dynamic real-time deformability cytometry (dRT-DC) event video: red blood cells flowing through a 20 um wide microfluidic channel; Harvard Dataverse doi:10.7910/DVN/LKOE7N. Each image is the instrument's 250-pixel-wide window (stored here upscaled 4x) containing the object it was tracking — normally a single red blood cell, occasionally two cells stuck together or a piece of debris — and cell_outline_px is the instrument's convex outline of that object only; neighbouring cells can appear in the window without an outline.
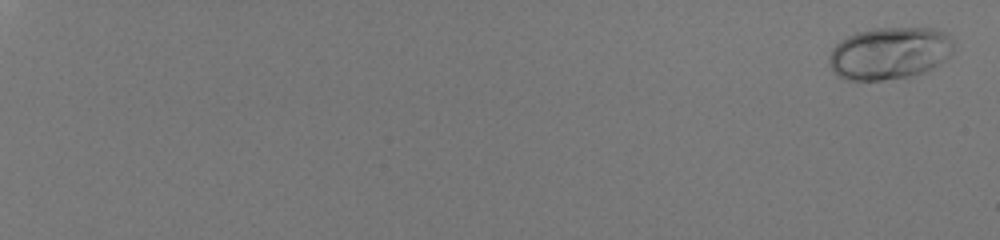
{"species": "human", "species_latin": "Homo sapiens", "temperature_condition": "room temperature", "stored_images_in_passage": 56, "camera_frame_rate_fps": 3000, "um_per_image_px": 0.085, "donor": {"sex": "male"}, "frame": {"image": 1, "passage_image": 1, "time_ms": 0.0, "image_size_px": [1000, 240], "cell_outline_px": [[952, 52], [940, 64], [932, 68], [912, 76], [884, 80], [844, 80], [836, 76], [828, 60], [828, 56], [832, 48], [840, 40], [856, 32], [872, 28], [936, 28], [944, 32], [952, 40]], "centroid_in_image_um": [75.57, 4.52], "position_along_channel_um": 9.4, "area_um2": 38.15}}
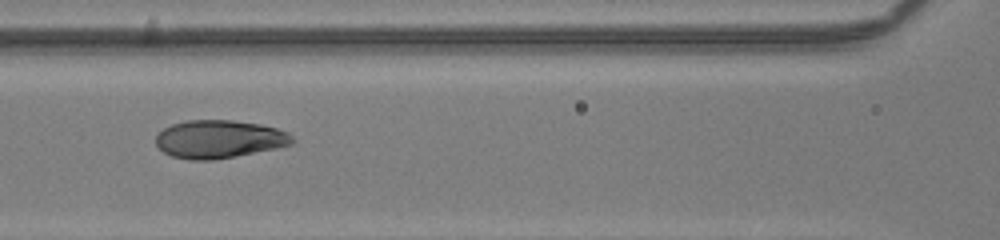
{"frame": {"image": 2, "passage_image": 32, "time_ms": 10.333, "image_size_px": [1000, 240], "cell_outline_px": [[296, 140], [292, 144], [276, 148], [236, 156], [212, 160], [192, 160], [172, 156], [164, 152], [156, 144], [156, 136], [164, 128], [172, 124], [184, 120], [232, 120], [260, 124], [276, 128], [288, 132]], "centroid_in_image_um": [18.64, 11.82], "position_along_channel_um": 148.0, "area_um2": 30.23}}
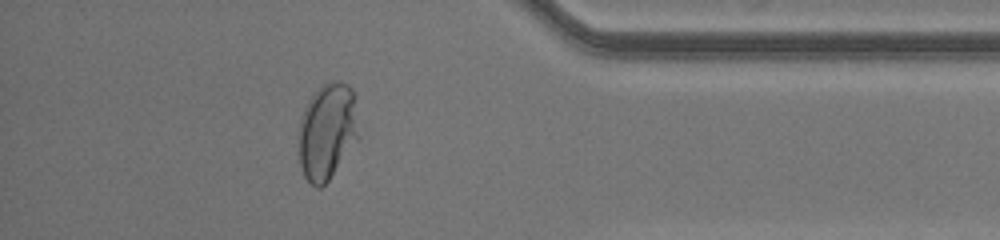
{"frame": {"image": 3, "passage_image": 52, "time_ms": 17.0, "image_size_px": [1000, 240], "cell_outline_px": [[360, 140], [328, 180], [320, 188], [316, 188], [304, 176], [300, 164], [300, 120], [304, 108], [308, 100], [328, 80], [336, 80], [348, 84], [352, 88], [360, 136]], "centroid_in_image_um": [27.85, 11.17], "position_along_channel_um": 407.3, "area_um2": 33.76}, "authors_computed_cell_mechanics": {"area_um2": 31.3565, "velocity_mm_per_s": 4.1087, "shape_relaxation_time_tau1_ms": 5.7508, "shape_relaxation_time_tau2_ms": null, "deformation_change_tau1": 0.2312, "deformation_change_tau2": null}}